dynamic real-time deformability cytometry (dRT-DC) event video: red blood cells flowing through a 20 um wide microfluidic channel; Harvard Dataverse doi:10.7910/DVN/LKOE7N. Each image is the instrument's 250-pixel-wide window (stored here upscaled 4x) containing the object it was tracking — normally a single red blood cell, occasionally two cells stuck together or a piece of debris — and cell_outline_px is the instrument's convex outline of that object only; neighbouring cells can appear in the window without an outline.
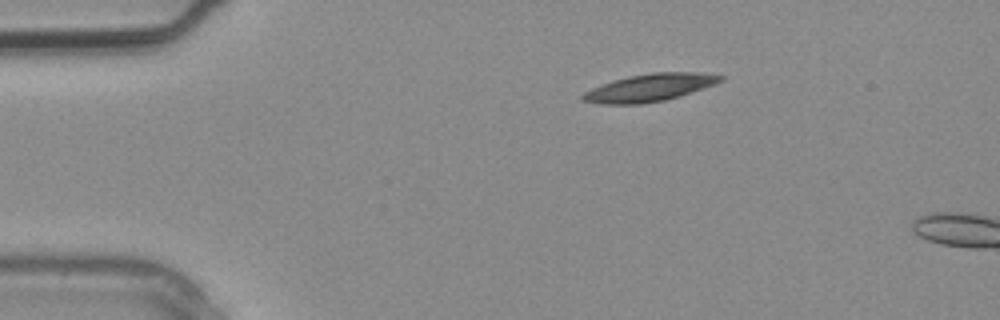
{"species": "common noctule bat (a hibernating species)", "species_latin": "Nyctalus noctula", "temperature_condition": "warm", "stored_images_in_passage": 3, "camera_frame_rate_fps": 3000, "um_per_image_px": 0.085, "animal": {"sex": "male", "body_mass_g": 20.4}, "frame": {"image": 1, "passage_image": 3, "time_ms": 0.667, "image_size_px": [1000, 320], "cell_outline_px": [[724, 80], [716, 84], [680, 96], [664, 100], [644, 104], [600, 104], [580, 100], [580, 96], [584, 92], [592, 88], [628, 76], [652, 72], [700, 72], [724, 76]], "centroid_in_image_um": [55.24, 7.45], "position_along_channel_um": 29.8, "area_um2": 22.14}}